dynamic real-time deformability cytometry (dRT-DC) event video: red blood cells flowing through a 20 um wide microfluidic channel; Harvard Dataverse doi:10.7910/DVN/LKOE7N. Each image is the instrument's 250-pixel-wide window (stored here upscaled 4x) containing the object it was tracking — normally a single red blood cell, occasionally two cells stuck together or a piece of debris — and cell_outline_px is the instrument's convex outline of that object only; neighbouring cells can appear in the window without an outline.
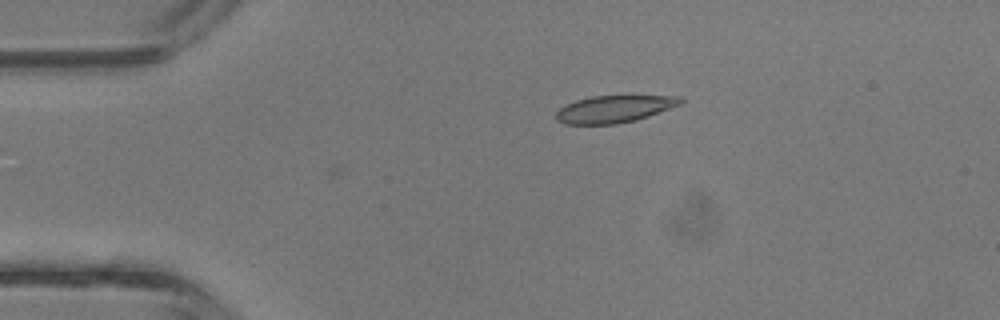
{"species": "common noctule bat (a hibernating species)", "species_latin": "Nyctalus noctula", "temperature_condition": "room temperature", "stored_images_in_passage": 3, "camera_frame_rate_fps": 3000, "um_per_image_px": 0.085, "animal": {"sex": "male", "body_mass_g": 13.3}, "frame": {"image": 1, "passage_image": 2, "time_ms": 0.333, "image_size_px": [1000, 320], "cell_outline_px": [[684, 104], [636, 120], [616, 124], [564, 124], [556, 120], [556, 112], [560, 108], [576, 100], [592, 96], [680, 96], [684, 100]], "centroid_in_image_um": [52.25, 9.27], "position_along_channel_um": 32.8, "area_um2": 19.71}}